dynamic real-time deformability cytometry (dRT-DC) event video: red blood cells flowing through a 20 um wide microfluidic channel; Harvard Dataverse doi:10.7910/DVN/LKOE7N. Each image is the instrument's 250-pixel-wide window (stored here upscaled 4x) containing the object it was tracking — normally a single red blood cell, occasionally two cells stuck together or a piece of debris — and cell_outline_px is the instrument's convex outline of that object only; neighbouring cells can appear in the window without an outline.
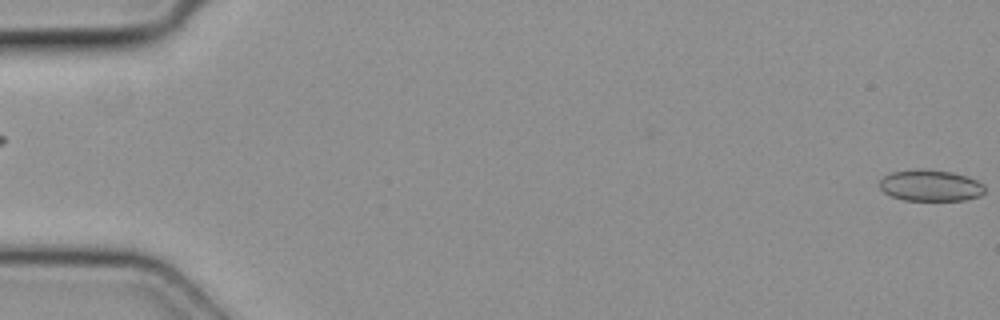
{"species": "common noctule bat (a hibernating species)", "species_latin": "Nyctalus noctula", "temperature_condition": "cold", "stored_images_in_passage": 3, "camera_frame_rate_fps": 3000, "um_per_image_px": 0.085, "animal": {"sex": "female", "body_mass_g": 19.3, "forearm_length_mm": 54.1}, "frame": {"image": 1, "passage_image": 3, "time_ms": 0.667, "image_size_px": [1000, 320], "cell_outline_px": [[984, 192], [980, 196], [964, 200], [904, 200], [892, 196], [884, 192], [880, 188], [880, 180], [884, 176], [892, 172], [952, 172], [968, 176], [984, 184]], "centroid_in_image_um": [79.14, 15.82], "position_along_channel_um": 5.9, "area_um2": 18.38}}